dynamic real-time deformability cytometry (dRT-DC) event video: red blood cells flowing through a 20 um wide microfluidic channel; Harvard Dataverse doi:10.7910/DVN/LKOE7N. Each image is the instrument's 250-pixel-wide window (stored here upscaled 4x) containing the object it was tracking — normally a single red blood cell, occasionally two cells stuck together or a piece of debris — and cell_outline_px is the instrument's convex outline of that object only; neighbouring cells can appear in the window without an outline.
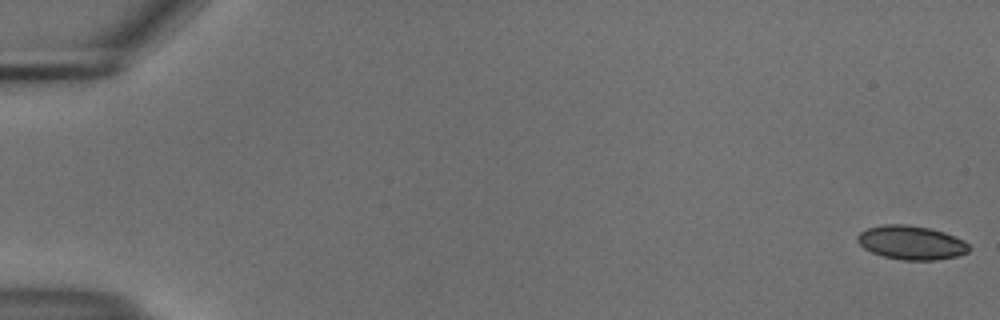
{"species": "common noctule bat (a hibernating species)", "species_latin": "Nyctalus noctula", "temperature_condition": "cold", "stored_images_in_passage": 5, "camera_frame_rate_fps": 3000, "um_per_image_px": 0.085, "animal": {"sex": "male", "body_mass_g": 18.8}, "frame": {"image": 1, "passage_image": 1, "time_ms": 0.0, "image_size_px": [1000, 320], "cell_outline_px": [[972, 248], [968, 252], [956, 256], [936, 260], [904, 260], [884, 256], [872, 252], [864, 248], [856, 240], [856, 236], [860, 232], [868, 228], [884, 224], [908, 224], [928, 228], [944, 232], [964, 240]], "centroid_in_image_um": [77.47, 20.62], "position_along_channel_um": 7.5, "area_um2": 22.02}}